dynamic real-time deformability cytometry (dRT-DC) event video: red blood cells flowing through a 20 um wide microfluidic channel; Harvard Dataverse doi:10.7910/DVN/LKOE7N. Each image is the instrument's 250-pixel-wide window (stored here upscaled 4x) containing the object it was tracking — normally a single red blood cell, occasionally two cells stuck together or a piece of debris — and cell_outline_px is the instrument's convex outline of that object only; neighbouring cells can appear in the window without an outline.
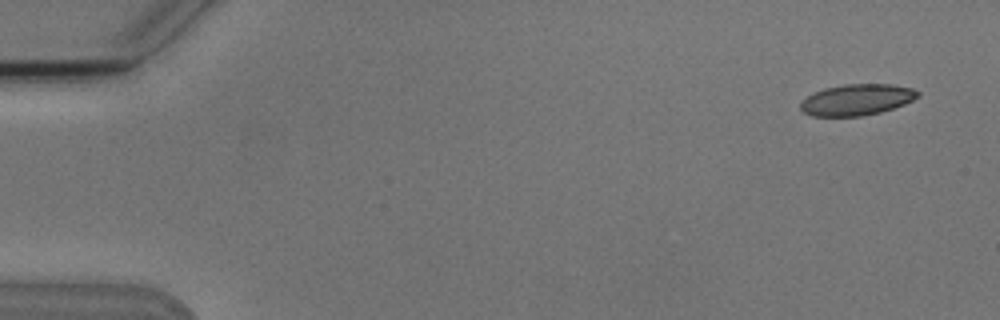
{"species": "Egyptian fruit bat (a non-hibernating species)", "species_latin": "Rousettus aegyptiacus", "temperature_condition": "cold", "stored_images_in_passage": 5, "camera_frame_rate_fps": 3000, "um_per_image_px": 0.085, "animal": {"sex": "male"}, "frame": {"image": 1, "passage_image": 1, "time_ms": 0.0, "image_size_px": [1000, 320], "cell_outline_px": [[920, 96], [904, 104], [880, 112], [860, 116], [812, 116], [804, 112], [800, 108], [800, 100], [824, 88], [844, 84], [892, 84], [912, 88], [920, 92]], "centroid_in_image_um": [72.82, 8.47], "position_along_channel_um": 12.2, "area_um2": 21.27}}
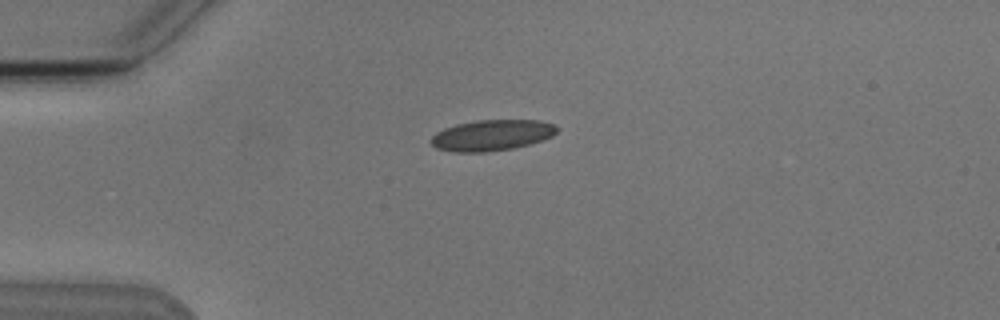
{"frame": {"image": 2, "passage_image": 4, "time_ms": 3.667, "image_size_px": [1000, 320], "cell_outline_px": [[560, 128], [552, 136], [544, 140], [512, 148], [484, 152], [452, 152], [436, 148], [428, 140], [436, 132], [444, 128], [456, 124], [476, 120], [540, 120], [556, 124]], "centroid_in_image_um": [41.81, 11.49], "position_along_channel_um": 43.2, "area_um2": 22.89}}